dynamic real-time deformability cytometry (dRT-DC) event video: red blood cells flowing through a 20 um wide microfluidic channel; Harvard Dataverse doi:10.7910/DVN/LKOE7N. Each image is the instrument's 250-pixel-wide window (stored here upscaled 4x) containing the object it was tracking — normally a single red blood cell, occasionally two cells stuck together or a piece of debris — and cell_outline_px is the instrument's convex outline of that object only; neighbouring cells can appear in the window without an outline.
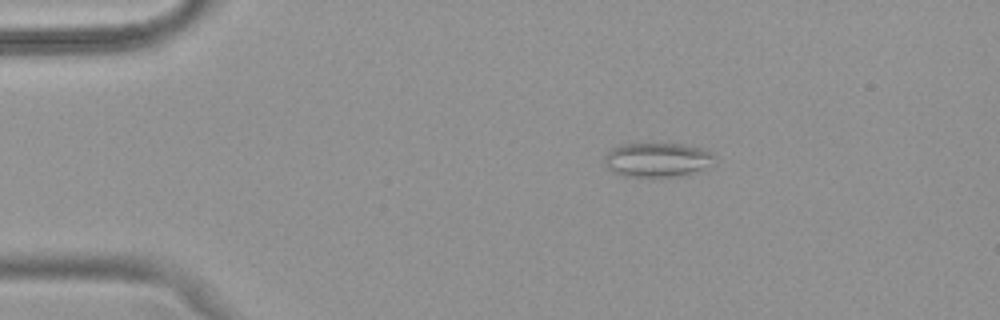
{"species": "common noctule bat (a hibernating species)", "species_latin": "Nyctalus noctula", "temperature_condition": "warm", "stored_images_in_passage": 42, "camera_frame_rate_fps": 3000, "um_per_image_px": 0.085, "animal": {"sex": "female", "body_mass_g": 18.4}, "frame": {"image": 1, "passage_image": 1, "time_ms": 0.0, "image_size_px": [1000, 320], "cell_outline_px": [[712, 156], [704, 172], [680, 176], [624, 176], [608, 168], [604, 164], [604, 156], [612, 148], [628, 144], [680, 144], [704, 148], [712, 152]], "centroid_in_image_um": [55.89, 13.59], "position_along_channel_um": 29.1, "area_um2": 21.79}}
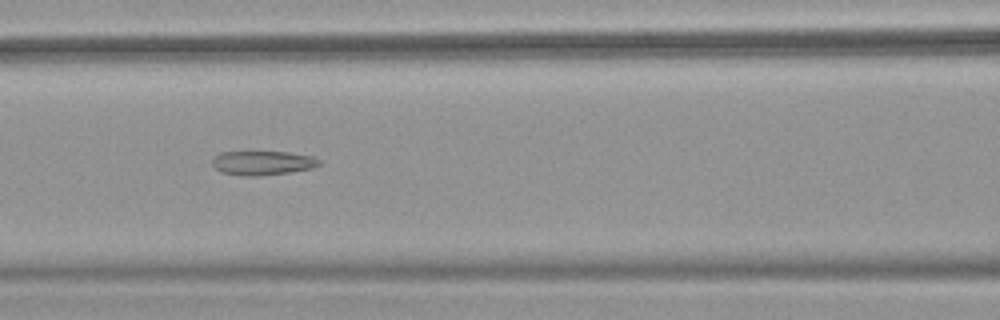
{"frame": {"image": 2, "passage_image": 14, "time_ms": 4.333, "image_size_px": [1000, 320], "cell_outline_px": [[320, 164], [312, 168], [288, 172], [260, 176], [244, 176], [220, 172], [212, 164], [212, 160], [220, 152], [288, 152], [312, 156], [320, 160]], "centroid_in_image_um": [22.31, 13.85], "position_along_channel_um": 144.3, "area_um2": 14.97}}
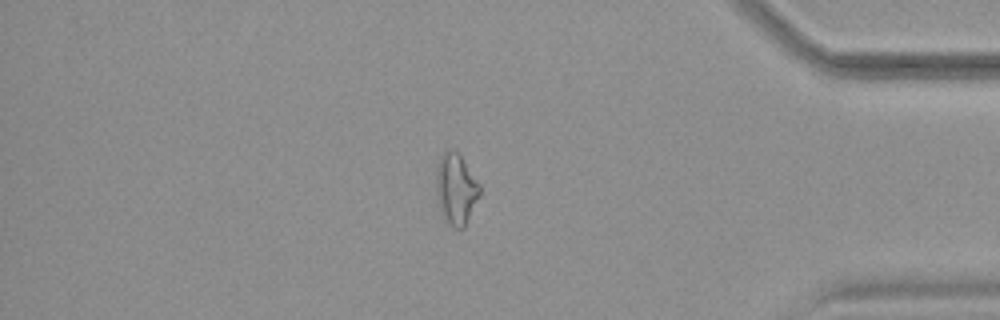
{"frame": {"image": 3, "passage_image": 35, "time_ms": 11.333, "image_size_px": [1000, 320], "cell_outline_px": [[480, 196], [464, 228], [456, 228], [448, 224], [444, 220], [440, 212], [436, 188], [436, 168], [440, 156], [444, 152], [452, 148], [460, 156], [480, 184]], "centroid_in_image_um": [38.75, 16.09], "position_along_channel_um": 396.5, "area_um2": 18.03}, "authors_computed_cell_mechanics": {"area_um2": 16.5597, "velocity_mm_per_s": 4.0208, "shape_relaxation_time_tau1_ms": null, "shape_relaxation_time_tau2_ms": 3.5762, "deformation_change_tau1": null, "deformation_change_tau2": 0.1427}}